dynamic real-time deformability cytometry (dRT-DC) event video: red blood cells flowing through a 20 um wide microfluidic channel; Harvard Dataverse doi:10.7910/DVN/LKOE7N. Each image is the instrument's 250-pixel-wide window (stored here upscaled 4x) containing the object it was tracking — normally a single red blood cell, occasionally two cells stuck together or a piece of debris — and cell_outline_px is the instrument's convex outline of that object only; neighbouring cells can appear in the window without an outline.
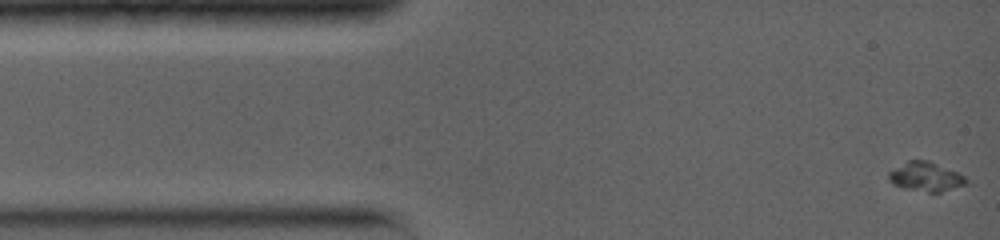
{"species": "common noctule bat (a hibernating species)", "species_latin": "Nyctalus noctula", "temperature_condition": "warm", "stored_images_in_passage": 27, "camera_frame_rate_fps": 5000, "um_per_image_px": 0.085, "animal": {"sex": "female", "body_mass_g": 19.0, "forearm_length_mm": 56.7}, "frame": {"image": 1, "passage_image": 1, "time_ms": 0.0, "image_size_px": [1000, 240], "cell_outline_px": [[968, 184], [940, 192], [928, 192], [904, 188], [892, 184], [888, 180], [888, 172], [908, 160], [928, 160], [956, 172], [964, 176], [968, 180]], "centroid_in_image_um": [78.67, 15.03], "position_along_channel_um": 6.3, "area_um2": 13.12}}
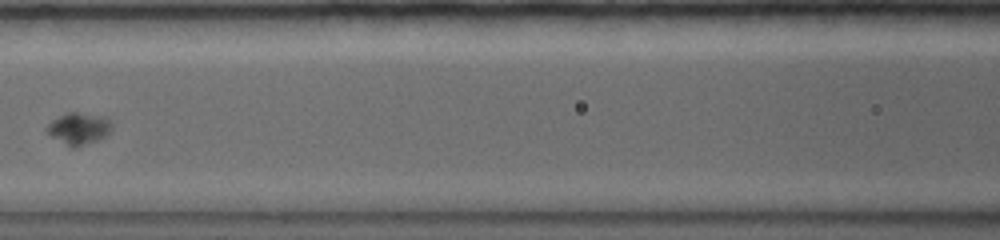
{"frame": {"image": 2, "passage_image": 9, "time_ms": 6.2, "image_size_px": [1000, 240], "cell_outline_px": [[112, 128], [104, 136], [96, 140], [72, 148], [52, 136], [44, 128], [52, 120], [68, 112], [76, 112], [100, 116], [108, 120], [112, 124]], "centroid_in_image_um": [6.66, 10.91], "position_along_channel_um": 159.9, "area_um2": 11.56}}
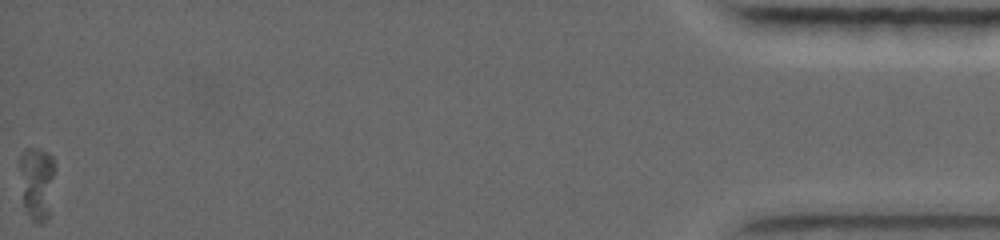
{"frame": {"image": 3, "passage_image": 27, "time_ms": 17.0, "image_size_px": [1000, 240], "cell_outline_px": [[56, 168], [48, 220], [40, 224], [36, 224], [32, 220], [24, 204], [20, 168], [20, 156], [28, 148], [36, 148], [48, 152], [52, 156], [56, 164]], "centroid_in_image_um": [3.19, 15.53], "position_along_channel_um": 432.0, "area_um2": 15.14}}